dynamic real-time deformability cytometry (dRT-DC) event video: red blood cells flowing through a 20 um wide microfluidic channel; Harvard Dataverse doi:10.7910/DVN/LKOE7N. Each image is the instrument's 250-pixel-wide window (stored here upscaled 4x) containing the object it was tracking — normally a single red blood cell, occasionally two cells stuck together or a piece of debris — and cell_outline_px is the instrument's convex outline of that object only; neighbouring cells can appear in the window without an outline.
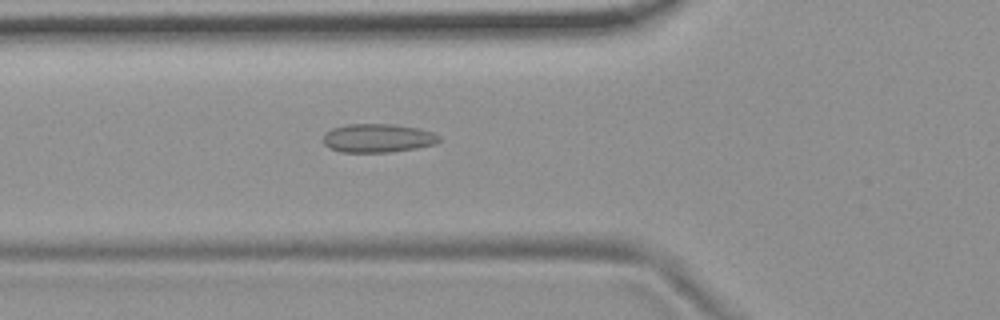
{"species": "common noctule bat (a hibernating species)", "species_latin": "Nyctalus noctula", "temperature_condition": "room temperature", "stored_images_in_passage": 43, "camera_frame_rate_fps": 3000, "um_per_image_px": 0.085, "animal": {"sex": "female", "body_mass_g": 19.9}, "frame": {"image": 1, "passage_image": 8, "time_ms": 2.333, "image_size_px": [1000, 320], "cell_outline_px": [[440, 140], [436, 144], [416, 148], [388, 152], [340, 152], [328, 148], [324, 144], [324, 132], [332, 128], [348, 124], [396, 124], [420, 128], [432, 132], [440, 136]], "centroid_in_image_um": [32.11, 11.73], "position_along_channel_um": 93.7, "area_um2": 19.54}}
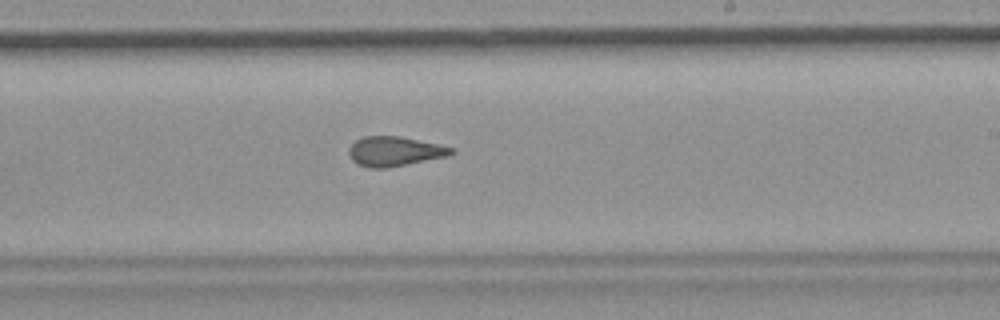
{"frame": {"image": 2, "passage_image": 21, "time_ms": 6.667, "image_size_px": [1000, 320], "cell_outline_px": [[456, 152], [448, 156], [388, 168], [368, 168], [352, 160], [348, 152], [348, 148], [356, 140], [364, 136], [400, 136], [456, 148]], "centroid_in_image_um": [33.56, 12.86], "position_along_channel_um": 255.4, "area_um2": 17.74}}
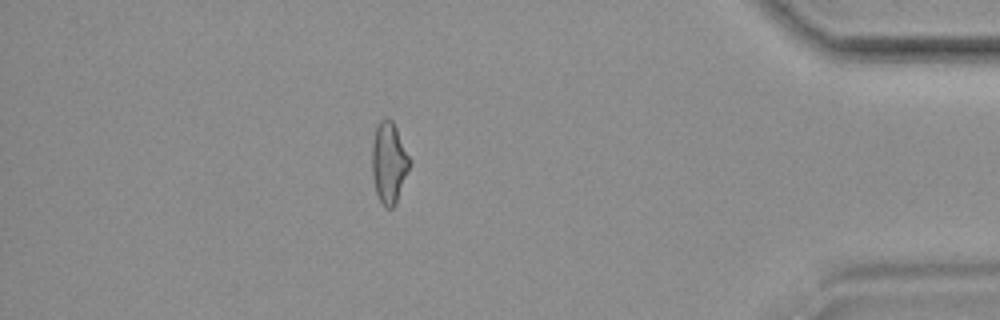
{"frame": {"image": 3, "passage_image": 36, "time_ms": 11.667, "image_size_px": [1000, 320], "cell_outline_px": [[408, 168], [396, 204], [392, 208], [388, 208], [380, 200], [376, 192], [372, 176], [372, 144], [376, 128], [380, 120], [388, 116], [392, 120], [396, 128], [408, 156]], "centroid_in_image_um": [33.02, 13.81], "position_along_channel_um": 402.2, "area_um2": 17.22}, "authors_computed_cell_mechanics": {"area_um2": 18.0336, "velocity_mm_per_s": 3.7346, "shape_relaxation_time_tau1_ms": null, "shape_relaxation_time_tau2_ms": 1.8839, "deformation_change_tau1": null, "deformation_change_tau2": 0.0849}}